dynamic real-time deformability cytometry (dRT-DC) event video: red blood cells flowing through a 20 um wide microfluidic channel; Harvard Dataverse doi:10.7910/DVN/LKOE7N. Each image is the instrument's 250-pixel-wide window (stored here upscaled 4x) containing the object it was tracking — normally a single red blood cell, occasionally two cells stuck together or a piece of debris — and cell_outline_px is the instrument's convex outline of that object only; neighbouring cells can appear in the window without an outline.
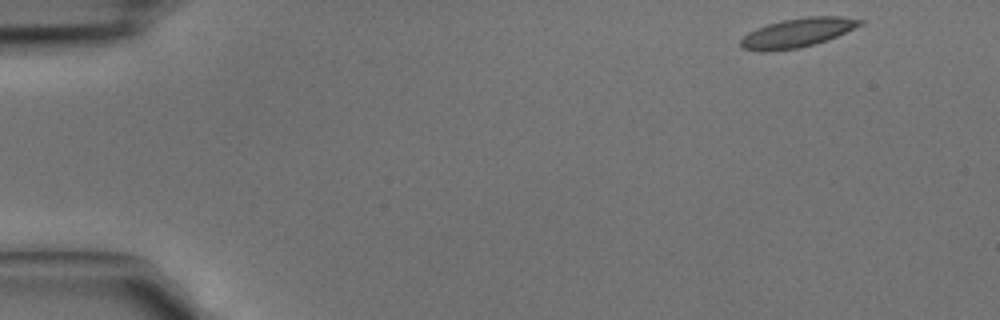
{"species": "common noctule bat (a hibernating species)", "species_latin": "Nyctalus noctula", "temperature_condition": "cold", "stored_images_in_passage": 3, "camera_frame_rate_fps": 3000, "um_per_image_px": 0.085, "animal": {"sex": "male", "body_mass_g": 15.6}, "frame": {"image": 1, "passage_image": 1, "time_ms": 0.0, "image_size_px": [1000, 320], "cell_outline_px": [[864, 24], [828, 40], [816, 44], [800, 48], [768, 52], [760, 52], [740, 48], [740, 40], [748, 32], [756, 28], [768, 24], [784, 20], [808, 16], [840, 16], [864, 20]], "centroid_in_image_um": [67.77, 2.8], "position_along_channel_um": 17.2, "area_um2": 20.52}}